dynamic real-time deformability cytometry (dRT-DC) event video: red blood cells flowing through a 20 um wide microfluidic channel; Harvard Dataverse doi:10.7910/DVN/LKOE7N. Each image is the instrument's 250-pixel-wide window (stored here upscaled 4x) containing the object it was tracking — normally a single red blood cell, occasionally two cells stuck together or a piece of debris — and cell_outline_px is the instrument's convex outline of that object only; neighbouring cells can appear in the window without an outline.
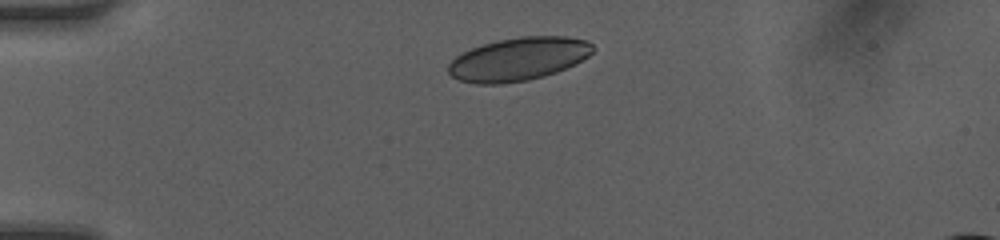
{"species": "human", "species_latin": "Homo sapiens", "temperature_condition": "room temperature", "stored_images_in_passage": 32, "camera_frame_rate_fps": 3000, "um_per_image_px": 0.085, "donor": {"sex": "female"}, "frame": {"image": 1, "passage_image": 1, "time_ms": 0.0, "image_size_px": [1000, 240], "cell_outline_px": [[596, 48], [588, 56], [556, 72], [544, 76], [528, 80], [500, 84], [476, 84], [460, 80], [452, 76], [448, 72], [448, 64], [460, 52], [496, 40], [524, 36], [568, 36], [588, 40]], "centroid_in_image_um": [44.05, 5.01], "position_along_channel_um": 40.9, "area_um2": 36.36}}
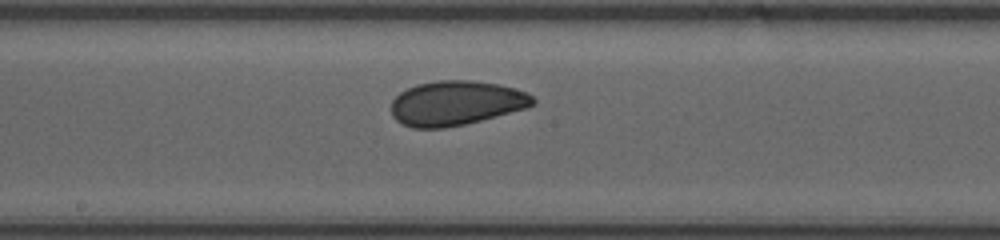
{"frame": {"image": 2, "passage_image": 16, "time_ms": 5.0, "image_size_px": [1000, 240], "cell_outline_px": [[536, 104], [528, 108], [464, 124], [444, 128], [412, 128], [400, 124], [392, 116], [392, 100], [400, 92], [416, 84], [436, 80], [472, 80], [496, 84], [528, 92], [536, 100]], "centroid_in_image_um": [38.76, 8.76], "position_along_channel_um": 209.4, "area_um2": 36.93}}
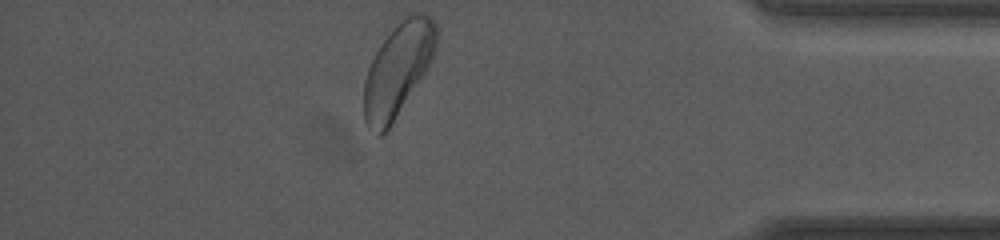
{"frame": {"image": 3, "passage_image": 32, "time_ms": 10.333, "image_size_px": [1000, 240], "cell_outline_px": [[436, 48], [432, 60], [388, 128], [380, 136], [376, 136], [368, 128], [364, 120], [364, 80], [368, 68], [380, 44], [396, 20], [400, 16], [408, 12], [424, 12], [432, 16], [436, 20]], "centroid_in_image_um": [33.81, 5.81], "position_along_channel_um": 401.4, "area_um2": 39.48}, "authors_computed_cell_mechanics": {"area_um2": 36.9631, "velocity_mm_per_s": 4.2001, "shape_relaxation_time_tau1_ms": 3.0178, "shape_relaxation_time_tau2_ms": 1.2438, "deformation_change_tau1": 0.0705, "deformation_change_tau2": 0.0575}}